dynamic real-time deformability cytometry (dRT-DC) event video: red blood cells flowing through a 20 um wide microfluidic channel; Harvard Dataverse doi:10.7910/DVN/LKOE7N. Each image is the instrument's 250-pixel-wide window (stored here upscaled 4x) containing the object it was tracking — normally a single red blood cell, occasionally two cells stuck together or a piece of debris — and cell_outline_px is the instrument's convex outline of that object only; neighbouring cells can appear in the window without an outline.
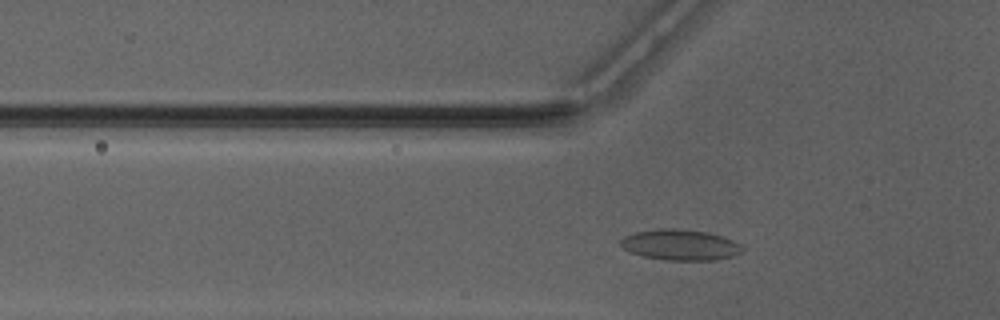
{"species": "Egyptian fruit bat (a non-hibernating species)", "species_latin": "Rousettus aegyptiacus", "temperature_condition": "warm", "stored_images_in_passage": 31, "camera_frame_rate_fps": 3000, "um_per_image_px": 0.085, "animal": {"sex": "male"}, "frame": {"image": 1, "passage_image": 6, "time_ms": 1.667, "image_size_px": [1000, 320], "cell_outline_px": [[744, 248], [736, 256], [716, 260], [664, 260], [644, 256], [628, 252], [620, 244], [620, 240], [624, 236], [632, 232], [660, 228], [672, 228], [708, 232], [724, 236], [740, 244]], "centroid_in_image_um": [57.82, 20.81], "position_along_channel_um": 68.0, "area_um2": 22.08}}
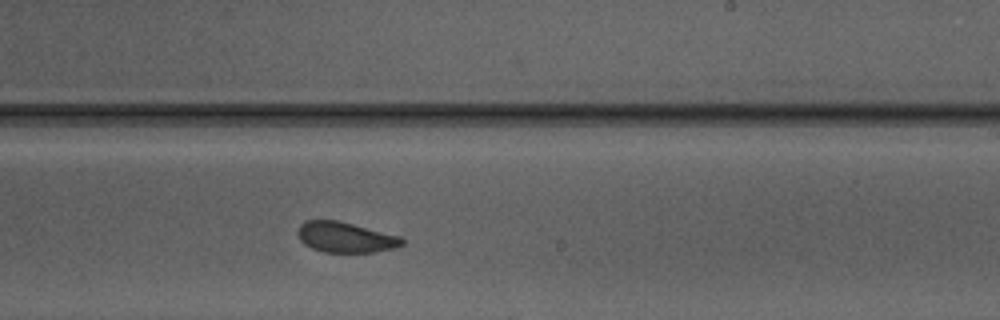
{"frame": {"image": 2, "passage_image": 20, "time_ms": 6.333, "image_size_px": [1000, 320], "cell_outline_px": [[404, 244], [392, 248], [372, 252], [324, 252], [312, 248], [304, 244], [300, 240], [296, 232], [300, 224], [304, 220], [336, 220], [400, 236], [404, 240]], "centroid_in_image_um": [29.31, 20.16], "position_along_channel_um": 259.7, "area_um2": 18.38}}
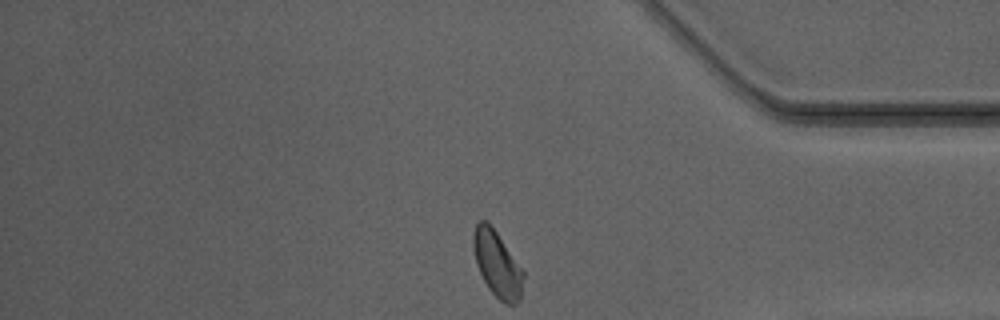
{"frame": {"image": 3, "passage_image": 31, "time_ms": 10.0, "image_size_px": [1000, 320], "cell_outline_px": [[524, 276], [520, 300], [516, 304], [504, 304], [488, 288], [476, 264], [472, 244], [472, 232], [476, 220], [484, 220], [496, 232], [524, 272]], "centroid_in_image_um": [42.23, 22.45], "position_along_channel_um": 393.0, "area_um2": 19.07}, "authors_computed_cell_mechanics": {"area_um2": 19.4786, "velocity_mm_per_s": 4.1392, "shape_relaxation_time_tau1_ms": 3.0723, "shape_relaxation_time_tau2_ms": 1.7815, "deformation_change_tau1": 0.0717, "deformation_change_tau2": 0.071}}